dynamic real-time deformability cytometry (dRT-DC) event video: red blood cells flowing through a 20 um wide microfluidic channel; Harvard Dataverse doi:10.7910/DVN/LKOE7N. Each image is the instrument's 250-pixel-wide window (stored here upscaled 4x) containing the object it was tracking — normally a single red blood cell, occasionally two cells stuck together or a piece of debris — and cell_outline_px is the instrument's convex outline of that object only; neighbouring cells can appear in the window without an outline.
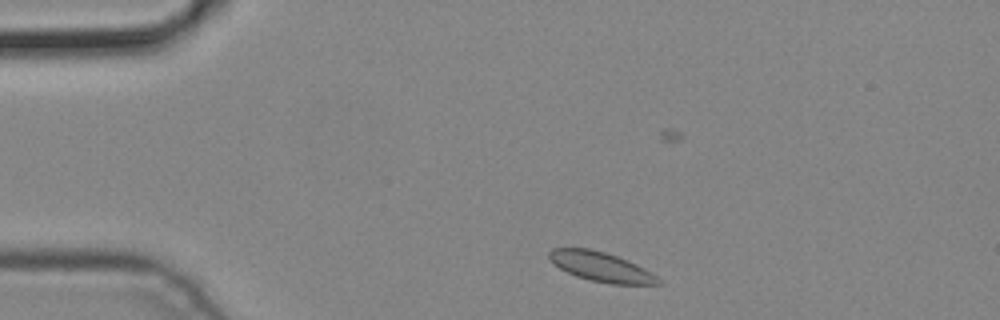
{"species": "common noctule bat (a hibernating species)", "species_latin": "Nyctalus noctula", "temperature_condition": "cold", "stored_images_in_passage": 3, "camera_frame_rate_fps": 3000, "um_per_image_px": 0.085, "animal": {"sex": "male", "body_mass_g": 19.2, "forearm_length_mm": 51.8}, "frame": {"image": 1, "passage_image": 1, "time_ms": 0.0, "image_size_px": [1000, 320], "cell_outline_px": [[664, 284], [608, 284], [588, 280], [576, 276], [552, 264], [548, 256], [548, 252], [552, 248], [588, 248], [604, 252], [628, 260], [644, 268], [656, 276]], "centroid_in_image_um": [51.06, 22.68], "position_along_channel_um": 33.9, "area_um2": 18.79}}